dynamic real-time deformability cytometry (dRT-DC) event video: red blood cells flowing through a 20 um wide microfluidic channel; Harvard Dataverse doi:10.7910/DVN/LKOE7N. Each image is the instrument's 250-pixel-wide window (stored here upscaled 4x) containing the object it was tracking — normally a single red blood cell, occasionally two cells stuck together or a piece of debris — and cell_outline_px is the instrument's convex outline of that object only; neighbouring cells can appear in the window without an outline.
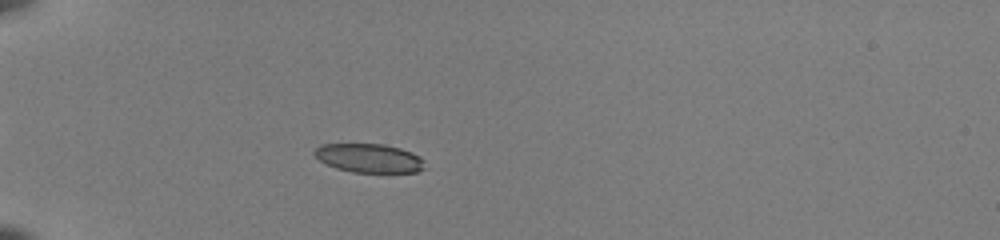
{"species": "common noctule bat (a hibernating species)", "species_latin": "Nyctalus noctula", "temperature_condition": "room temperature", "stored_images_in_passage": 51, "camera_frame_rate_fps": 3000, "um_per_image_px": 0.085, "animal": {"sex": "female", "body_mass_g": 22.0, "forearm_length_mm": 56.7}, "frame": {"image": 1, "passage_image": 16, "time_ms": 5.0, "image_size_px": [1000, 240], "cell_outline_px": [[424, 168], [416, 172], [352, 172], [336, 168], [320, 160], [312, 152], [320, 144], [384, 144], [400, 148], [412, 152], [420, 156], [424, 160]], "centroid_in_image_um": [31.39, 13.43], "position_along_channel_um": 53.6, "area_um2": 18.5}}
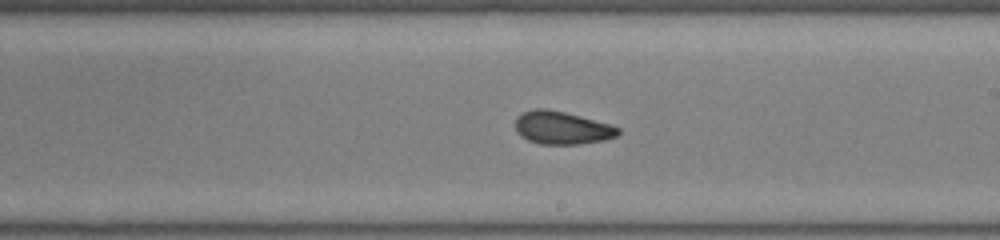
{"frame": {"image": 2, "passage_image": 32, "time_ms": 10.333, "image_size_px": [1000, 240], "cell_outline_px": [[620, 132], [616, 136], [604, 140], [580, 144], [540, 144], [528, 140], [520, 136], [516, 132], [516, 116], [524, 112], [536, 108], [544, 108], [564, 112], [580, 116], [608, 124], [620, 128]], "centroid_in_image_um": [47.73, 10.87], "position_along_channel_um": 241.3, "area_um2": 19.59}}
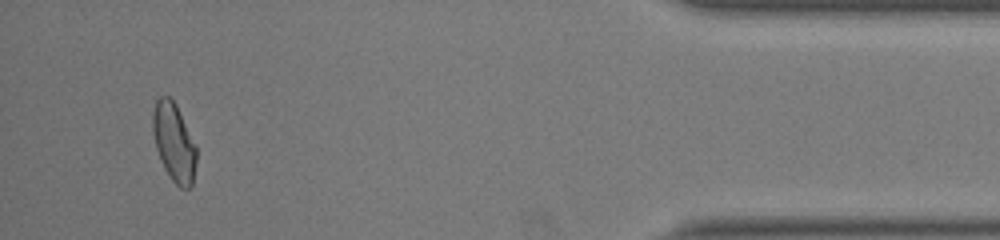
{"frame": {"image": 3, "passage_image": 49, "time_ms": 16.0, "image_size_px": [1000, 240], "cell_outline_px": [[196, 164], [192, 184], [188, 188], [180, 188], [172, 180], [164, 168], [160, 160], [156, 148], [152, 132], [152, 116], [156, 100], [160, 96], [168, 96], [176, 104], [196, 144]], "centroid_in_image_um": [14.78, 12.09], "position_along_channel_um": 420.4, "area_um2": 20.0}, "authors_computed_cell_mechanics": {"area_um2": 19.4208, "velocity_mm_per_s": 4.025, "shape_relaxation_time_tau1_ms": null, "shape_relaxation_time_tau2_ms": 1.6999, "deformation_change_tau1": null, "deformation_change_tau2": 0.0774}}